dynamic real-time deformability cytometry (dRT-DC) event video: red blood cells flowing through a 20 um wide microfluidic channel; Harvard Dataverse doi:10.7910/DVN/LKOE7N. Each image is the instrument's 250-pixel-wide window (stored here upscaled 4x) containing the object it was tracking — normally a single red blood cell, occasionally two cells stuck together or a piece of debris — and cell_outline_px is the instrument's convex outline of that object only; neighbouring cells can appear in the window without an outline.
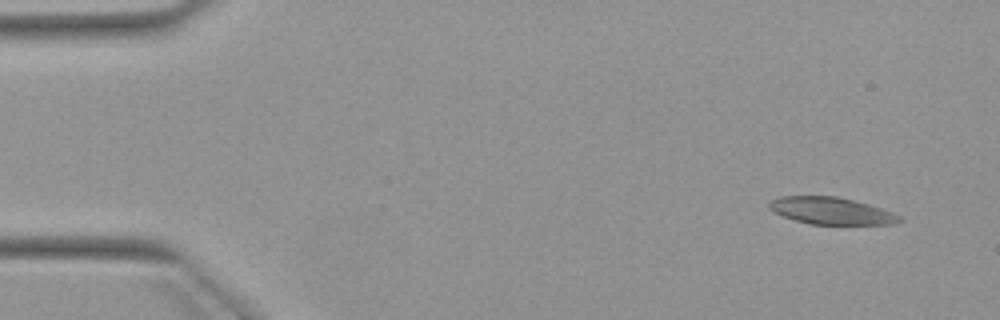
{"species": "Egyptian fruit bat (a non-hibernating species)", "species_latin": "Rousettus aegyptiacus", "temperature_condition": "warm", "stored_images_in_passage": 3, "camera_frame_rate_fps": 3000, "um_per_image_px": 0.085, "animal": {"sex": "female"}, "frame": {"image": 1, "passage_image": 1, "time_ms": 0.0, "image_size_px": [1000, 320], "cell_outline_px": [[904, 220], [896, 224], [808, 224], [784, 216], [768, 208], [768, 204], [772, 200], [780, 196], [836, 196], [868, 204], [892, 212], [900, 216]], "centroid_in_image_um": [70.67, 17.92], "position_along_channel_um": 14.3, "area_um2": 20.35}}
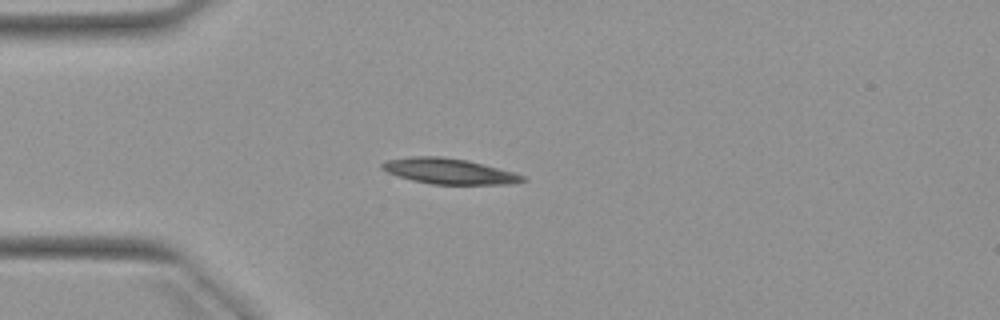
{"frame": {"image": 2, "passage_image": 3, "time_ms": 3.333, "image_size_px": [1000, 320], "cell_outline_px": [[528, 180], [512, 184], [432, 184], [412, 180], [388, 172], [380, 168], [380, 164], [384, 160], [412, 156], [444, 156], [468, 160], [512, 172], [524, 176]], "centroid_in_image_um": [38.14, 14.54], "position_along_channel_um": 46.9, "area_um2": 20.92}}